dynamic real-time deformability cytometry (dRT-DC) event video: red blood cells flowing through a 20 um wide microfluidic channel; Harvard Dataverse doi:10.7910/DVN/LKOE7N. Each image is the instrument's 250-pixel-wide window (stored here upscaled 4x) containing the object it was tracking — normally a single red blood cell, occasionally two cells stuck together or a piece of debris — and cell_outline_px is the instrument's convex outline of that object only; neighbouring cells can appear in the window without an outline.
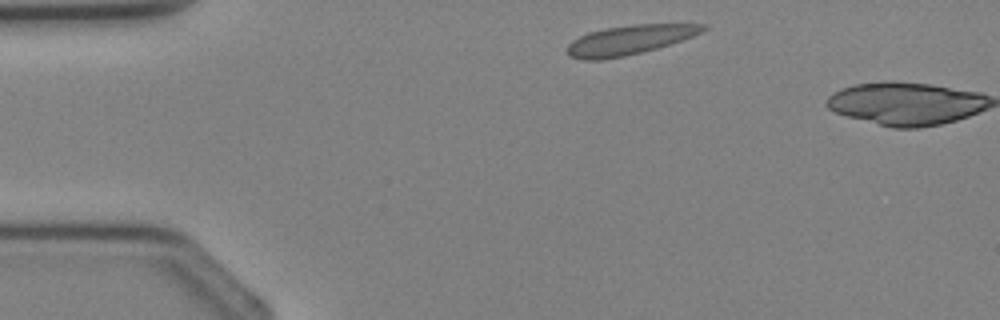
{"species": "Egyptian fruit bat (a non-hibernating species)", "species_latin": "Rousettus aegyptiacus", "temperature_condition": "cold", "stored_images_in_passage": 3, "segment_of_instrument_passage": [2, 2], "camera_frame_rate_fps": 3000, "um_per_image_px": 0.085, "animal": {"sex": "female"}, "frame": {"image": 1, "passage_image": 3, "time_ms": 2.333, "image_size_px": [1000, 320], "cell_outline_px": [[708, 28], [692, 36], [656, 48], [624, 56], [600, 60], [584, 60], [568, 56], [568, 44], [572, 40], [588, 32], [604, 28], [632, 24], [708, 24]], "centroid_in_image_um": [53.46, 3.39], "position_along_channel_um": 31.5, "area_um2": 23.06}}